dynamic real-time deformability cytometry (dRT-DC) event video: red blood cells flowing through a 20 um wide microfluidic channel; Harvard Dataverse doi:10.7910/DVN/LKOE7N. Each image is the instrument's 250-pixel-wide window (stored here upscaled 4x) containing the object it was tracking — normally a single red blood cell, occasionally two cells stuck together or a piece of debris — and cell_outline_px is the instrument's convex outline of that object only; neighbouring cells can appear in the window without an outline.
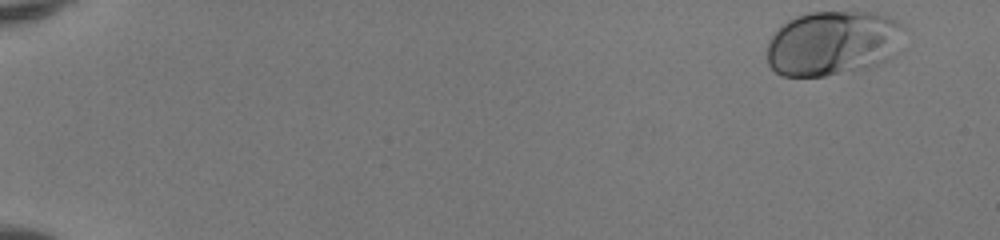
{"species": "human", "species_latin": "Homo sapiens", "temperature_condition": "room temperature", "stored_images_in_passage": 49, "camera_frame_rate_fps": 3000, "um_per_image_px": 0.085, "donor": {"sex": "female"}, "frame": {"image": 1, "passage_image": 1, "time_ms": 0.0, "image_size_px": [1000, 240], "cell_outline_px": [[904, 28], [888, 60], [872, 68], [824, 76], [780, 76], [768, 64], [768, 44], [772, 36], [788, 20], [796, 16], [812, 12], [868, 12], [888, 16], [896, 20]], "centroid_in_image_um": [70.77, 3.68], "position_along_channel_um": 14.2, "area_um2": 51.33}}
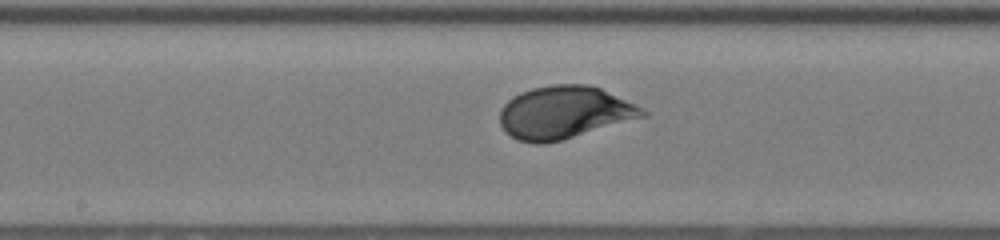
{"frame": {"image": 2, "passage_image": 27, "time_ms": 8.667, "image_size_px": [1000, 240], "cell_outline_px": [[648, 116], [560, 140], [544, 144], [536, 144], [516, 140], [504, 132], [500, 124], [500, 108], [508, 100], [532, 88], [552, 84], [588, 84], [600, 88], [644, 108], [648, 112]], "centroid_in_image_um": [47.96, 9.57], "position_along_channel_um": 200.2, "area_um2": 43.75}}
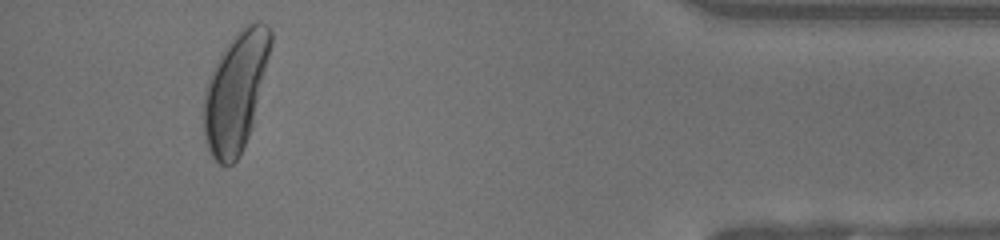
{"frame": {"image": 3, "passage_image": 46, "time_ms": 15.0, "image_size_px": [1000, 240], "cell_outline_px": [[272, 44], [252, 124], [248, 136], [240, 156], [232, 164], [220, 164], [212, 156], [208, 148], [204, 136], [204, 96], [208, 80], [224, 48], [248, 24], [256, 20], [260, 20], [268, 24], [272, 28]], "centroid_in_image_um": [20.05, 7.79], "position_along_channel_um": 415.1, "area_um2": 45.49}, "authors_computed_cell_mechanics": {"area_um2": 43.2922, "velocity_mm_per_s": 4.1035, "shape_relaxation_time_tau1_ms": 3.1894, "shape_relaxation_time_tau2_ms": null, "deformation_change_tau1": 0.1519, "deformation_change_tau2": null}}